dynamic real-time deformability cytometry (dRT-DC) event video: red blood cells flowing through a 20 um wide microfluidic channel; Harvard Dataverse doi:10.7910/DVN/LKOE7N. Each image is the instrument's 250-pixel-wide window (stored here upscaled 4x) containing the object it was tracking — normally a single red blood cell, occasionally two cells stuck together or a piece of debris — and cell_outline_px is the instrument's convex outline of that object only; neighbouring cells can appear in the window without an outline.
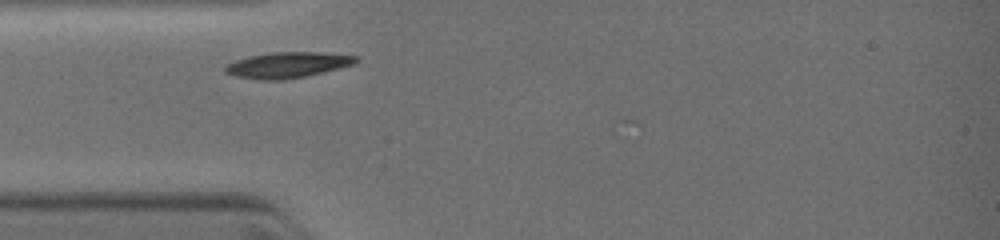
{"species": "common noctule bat (a hibernating species)", "species_latin": "Nyctalus noctula", "temperature_condition": "warm", "stored_images_in_passage": 7, "camera_frame_rate_fps": 3000, "um_per_image_px": 0.085, "animal": {"sex": "female", "body_mass_g": 19.0, "forearm_length_mm": 51.5}, "frame": {"image": 1, "passage_image": 2, "time_ms": 0.667, "image_size_px": [1000, 240], "cell_outline_px": [[360, 60], [356, 64], [324, 72], [284, 80], [260, 80], [236, 76], [224, 72], [224, 68], [228, 64], [236, 60], [252, 56], [272, 52], [320, 52], [360, 56]], "centroid_in_image_um": [24.51, 5.52], "position_along_channel_um": 60.5, "area_um2": 19.65}}
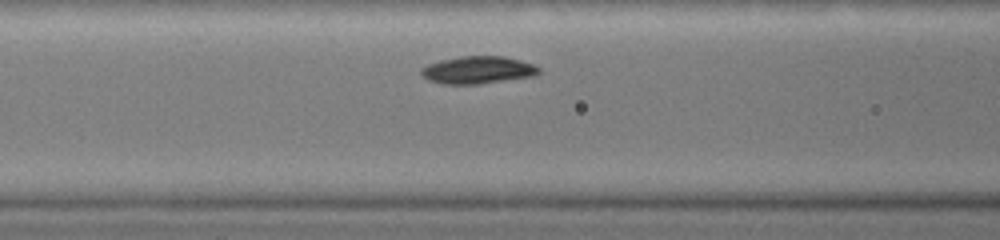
{"frame": {"image": 2, "passage_image": 5, "time_ms": 2.0, "image_size_px": [1000, 240], "cell_outline_px": [[540, 72], [536, 76], [480, 84], [440, 84], [428, 80], [420, 72], [420, 68], [428, 64], [440, 60], [460, 56], [504, 56], [536, 64], [540, 68]], "centroid_in_image_um": [40.64, 5.95], "position_along_channel_um": 126.0, "area_um2": 19.13}}
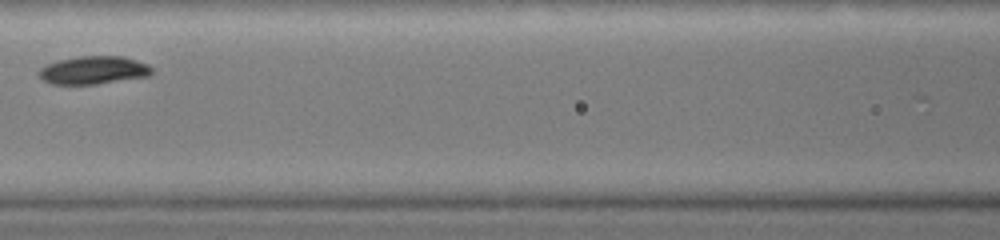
{"frame": {"image": 3, "passage_image": 6, "time_ms": 2.667, "image_size_px": [1000, 240], "cell_outline_px": [[152, 72], [148, 76], [96, 84], [48, 84], [36, 72], [40, 68], [48, 64], [60, 60], [80, 56], [124, 56], [148, 64], [152, 68]], "centroid_in_image_um": [7.94, 5.96], "position_along_channel_um": 158.7, "area_um2": 18.38}}